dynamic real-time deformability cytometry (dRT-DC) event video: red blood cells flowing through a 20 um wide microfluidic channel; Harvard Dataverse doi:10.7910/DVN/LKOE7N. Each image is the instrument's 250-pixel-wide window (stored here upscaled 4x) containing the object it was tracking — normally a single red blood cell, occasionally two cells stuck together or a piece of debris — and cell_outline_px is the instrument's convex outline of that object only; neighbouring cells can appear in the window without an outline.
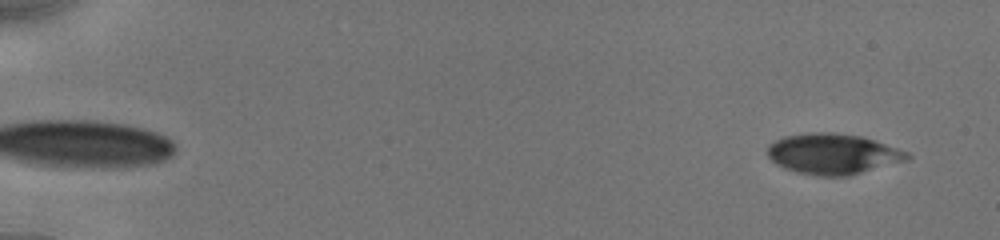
{"species": "human", "species_latin": "Homo sapiens", "temperature_condition": "cold", "stored_images_in_passage": 29, "camera_frame_rate_fps": 3000, "um_per_image_px": 0.085, "donor": {"sex": "male"}, "frame": {"image": 1, "passage_image": 3, "time_ms": 0.667, "image_size_px": [1000, 240], "cell_outline_px": [[912, 156], [908, 160], [848, 176], [816, 176], [796, 172], [784, 168], [776, 164], [768, 156], [768, 144], [784, 136], [812, 132], [832, 132], [864, 136], [908, 152]], "centroid_in_image_um": [70.8, 13.08], "position_along_channel_um": 14.2, "area_um2": 33.23}}
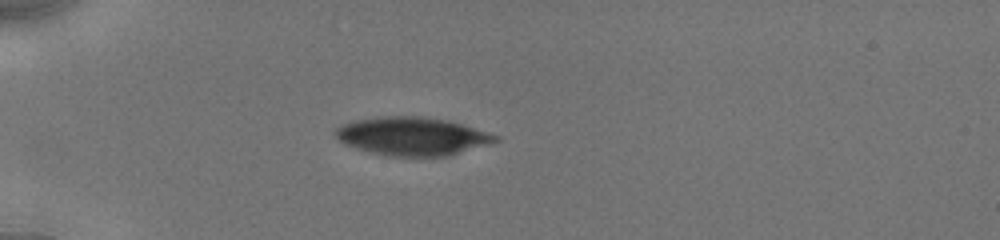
{"frame": {"image": 2, "passage_image": 25, "time_ms": 5.0, "image_size_px": [1000, 240], "cell_outline_px": [[500, 140], [488, 144], [448, 156], [392, 156], [372, 152], [356, 148], [344, 144], [336, 136], [336, 128], [352, 120], [376, 116], [420, 116], [448, 120], [488, 132], [500, 136]], "centroid_in_image_um": [35.04, 11.57], "position_along_channel_um": 50.0, "area_um2": 35.55}}